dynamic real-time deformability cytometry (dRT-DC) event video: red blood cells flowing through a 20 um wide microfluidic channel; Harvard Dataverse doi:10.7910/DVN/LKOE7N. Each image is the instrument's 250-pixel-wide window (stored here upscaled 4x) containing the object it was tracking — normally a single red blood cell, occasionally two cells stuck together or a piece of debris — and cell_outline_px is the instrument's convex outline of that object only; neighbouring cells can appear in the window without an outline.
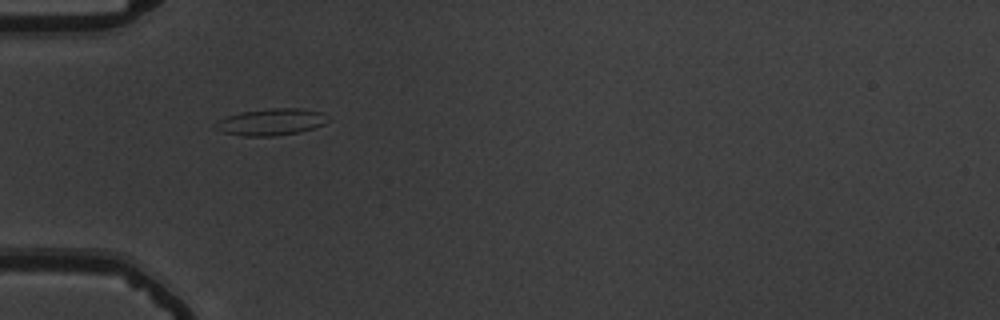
{"species": "common noctule bat (a hibernating species)", "species_latin": "Nyctalus noctula", "temperature_condition": "warm", "stored_images_in_passage": 38, "camera_frame_rate_fps": 3000, "um_per_image_px": 0.085, "animal": {"sex": "male", "body_mass_g": 19.5, "forearm_length_mm": 54.6}, "frame": {"image": 1, "passage_image": 1, "time_ms": 0.0, "image_size_px": [1000, 320], "cell_outline_px": [[324, 124], [300, 132], [272, 136], [244, 136], [224, 132], [216, 128], [212, 124], [216, 120], [240, 112], [272, 108], [300, 108], [320, 112]], "centroid_in_image_um": [22.93, 10.37], "position_along_channel_um": 62.1, "area_um2": 17.11}}
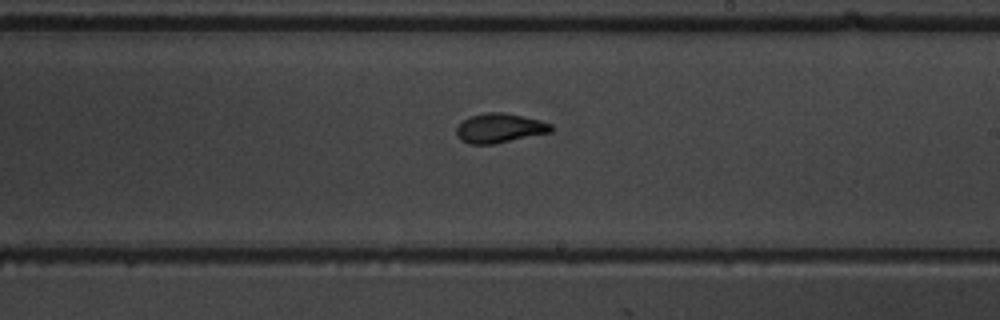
{"frame": {"image": 2, "passage_image": 16, "time_ms": 5.0, "image_size_px": [1000, 320], "cell_outline_px": [[552, 132], [492, 144], [472, 144], [460, 140], [456, 136], [456, 128], [464, 120], [472, 116], [488, 112], [504, 112], [524, 116], [540, 120], [552, 124]], "centroid_in_image_um": [42.48, 10.89], "position_along_channel_um": 246.5, "area_um2": 16.13}}
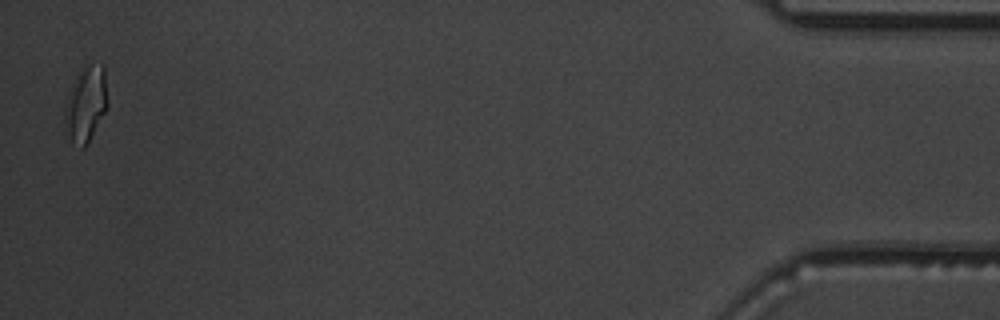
{"frame": {"image": 3, "passage_image": 37, "time_ms": 12.0, "image_size_px": [1000, 320], "cell_outline_px": [[108, 104], [104, 112], [84, 148], [80, 148], [72, 144], [68, 132], [64, 116], [72, 84], [80, 68], [84, 64], [104, 64]], "centroid_in_image_um": [7.32, 8.79], "position_along_channel_um": 427.9, "area_um2": 18.44}, "authors_computed_cell_mechanics": {"area_um2": 16.0684, "velocity_mm_per_s": 3.772, "shape_relaxation_time_tau1_ms": 3.4304, "shape_relaxation_time_tau2_ms": 1.3994, "deformation_change_tau1": 0.1571, "deformation_change_tau2": 0.0631}}